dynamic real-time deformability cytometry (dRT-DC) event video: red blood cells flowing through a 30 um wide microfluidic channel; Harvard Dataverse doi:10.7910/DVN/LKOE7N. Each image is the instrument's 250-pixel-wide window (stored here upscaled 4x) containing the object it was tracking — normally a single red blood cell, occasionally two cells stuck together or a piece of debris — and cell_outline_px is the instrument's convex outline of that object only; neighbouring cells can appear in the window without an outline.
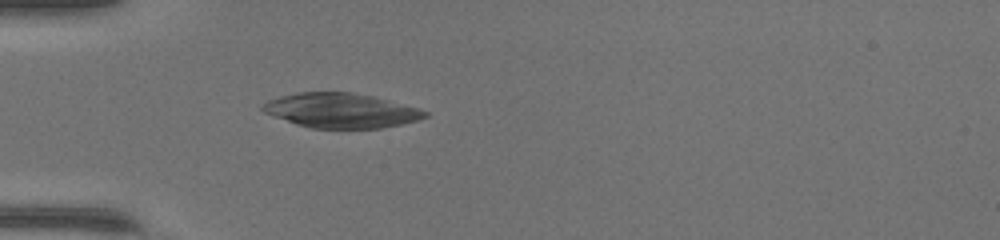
{"species": "common noctule bat (a hibernating species)", "species_latin": "Nyctalus noctula", "temperature_condition": "warm", "stored_images_in_passage": 49, "camera_frame_rate_fps": 3000, "um_per_image_px": 0.085, "animal": {"sex": "female", "body_mass_g": 17.0, "forearm_length_mm": 48.0}, "frame": {"image": 1, "passage_image": 16, "time_ms": 5.0, "image_size_px": [1000, 240], "cell_outline_px": [[428, 116], [416, 120], [400, 124], [380, 128], [312, 128], [296, 124], [264, 112], [260, 108], [260, 104], [268, 100], [280, 96], [296, 92], [352, 92], [372, 96], [420, 108], [428, 112]], "centroid_in_image_um": [28.96, 9.38], "position_along_channel_um": 56.0, "area_um2": 32.66}}
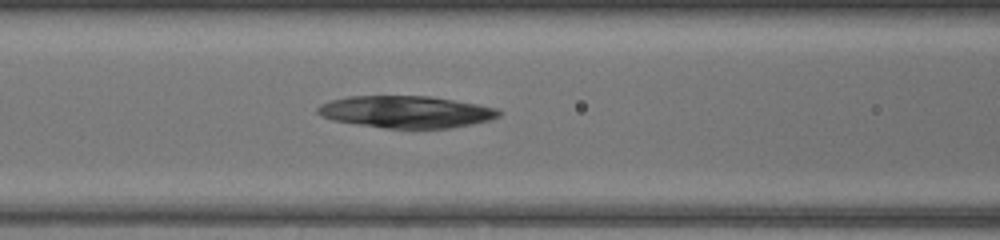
{"frame": {"image": 2, "passage_image": 22, "time_ms": 7.0, "image_size_px": [1000, 240], "cell_outline_px": [[500, 116], [488, 120], [448, 128], [384, 128], [332, 120], [320, 116], [316, 112], [316, 108], [320, 104], [332, 100], [348, 96], [432, 96], [476, 104], [496, 108], [500, 112]], "centroid_in_image_um": [34.46, 9.5], "position_along_channel_um": 132.1, "area_um2": 33.58}}
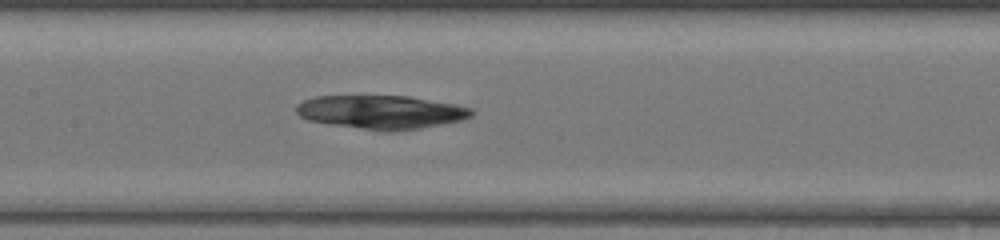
{"frame": {"image": 3, "passage_image": 25, "time_ms": 8.0, "image_size_px": [1000, 240], "cell_outline_px": [[476, 112], [472, 116], [460, 120], [420, 128], [396, 132], [384, 132], [328, 124], [308, 120], [300, 116], [296, 112], [296, 104], [304, 100], [316, 96], [408, 96], [452, 104], [472, 108]], "centroid_in_image_um": [32.37, 9.54], "position_along_channel_um": 175.0, "area_um2": 34.39}}